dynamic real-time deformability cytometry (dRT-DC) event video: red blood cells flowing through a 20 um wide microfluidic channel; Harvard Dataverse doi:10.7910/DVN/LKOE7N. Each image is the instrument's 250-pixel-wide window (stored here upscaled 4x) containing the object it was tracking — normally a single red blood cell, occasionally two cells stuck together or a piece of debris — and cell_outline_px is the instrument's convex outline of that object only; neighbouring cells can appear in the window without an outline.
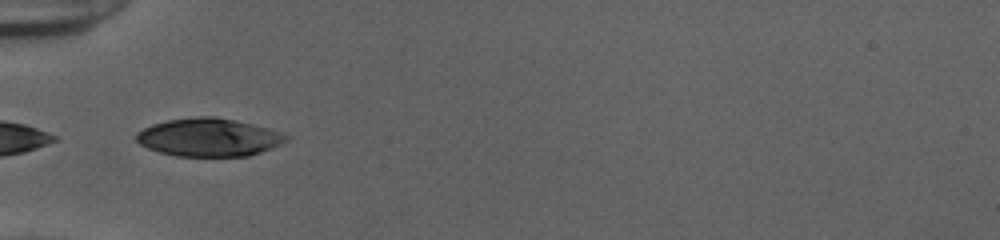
{"species": "human", "species_latin": "Homo sapiens", "temperature_condition": "cold", "stored_images_in_passage": 23, "camera_frame_rate_fps": 3000, "um_per_image_px": 0.085, "donor": {"sex": "female"}, "frame": {"image": 1, "passage_image": 1, "time_ms": 0.0, "image_size_px": [1000, 240], "cell_outline_px": [[288, 140], [272, 148], [248, 156], [176, 156], [160, 152], [148, 148], [140, 144], [136, 140], [136, 132], [152, 124], [168, 120], [196, 116], [216, 116], [236, 120], [268, 128], [280, 132], [288, 136]], "centroid_in_image_um": [17.74, 11.67], "position_along_channel_um": 67.3, "area_um2": 33.23}}
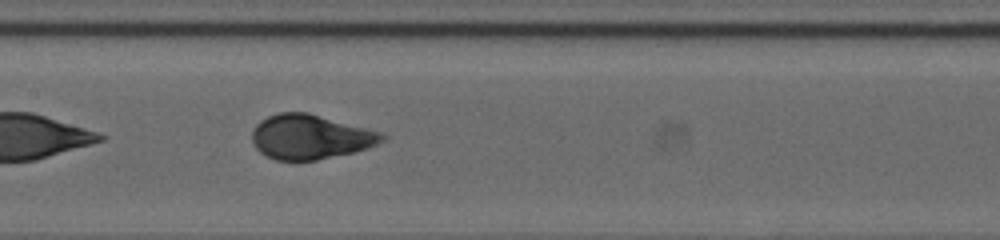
{"frame": {"image": 2, "passage_image": 10, "time_ms": 3.0, "image_size_px": [1000, 240], "cell_outline_px": [[388, 136], [384, 140], [368, 148], [352, 152], [316, 160], [276, 160], [260, 152], [252, 144], [252, 132], [256, 124], [260, 120], [268, 116], [280, 112], [308, 112], [384, 132]], "centroid_in_image_um": [26.39, 11.62], "position_along_channel_um": 181.0, "area_um2": 33.93}}
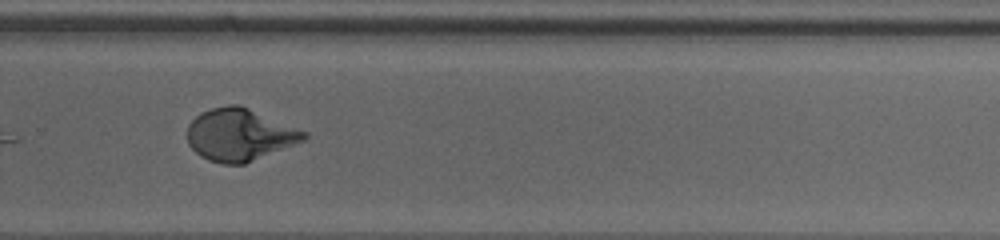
{"frame": {"image": 3, "passage_image": 20, "time_ms": 6.333, "image_size_px": [1000, 240], "cell_outline_px": [[308, 136], [304, 140], [244, 164], [224, 164], [208, 160], [200, 156], [188, 144], [188, 124], [200, 112], [212, 108], [228, 104], [240, 104], [308, 132]], "centroid_in_image_um": [20.36, 11.44], "position_along_channel_um": 309.4, "area_um2": 35.43}}